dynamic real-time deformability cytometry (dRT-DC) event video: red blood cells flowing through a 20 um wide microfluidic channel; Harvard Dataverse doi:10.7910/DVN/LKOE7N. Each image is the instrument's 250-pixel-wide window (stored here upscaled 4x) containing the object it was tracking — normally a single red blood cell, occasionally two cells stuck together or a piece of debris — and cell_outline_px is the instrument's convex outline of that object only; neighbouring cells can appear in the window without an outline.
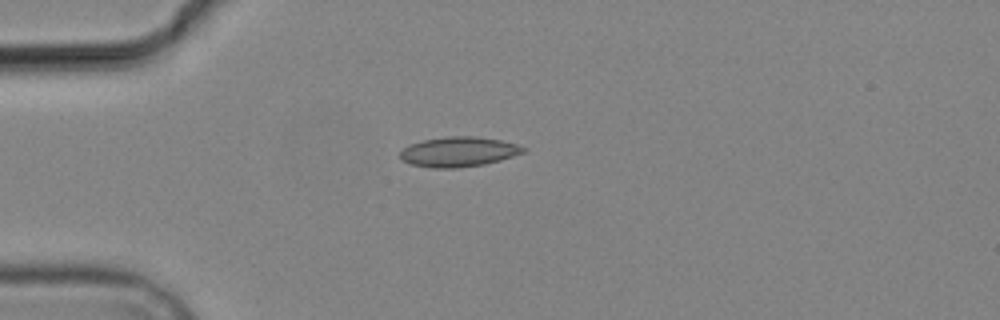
{"species": "common noctule bat (a hibernating species)", "species_latin": "Nyctalus noctula", "temperature_condition": "cold", "stored_images_in_passage": 6, "camera_frame_rate_fps": 3000, "um_per_image_px": 0.085, "animal": {"sex": "male", "body_mass_g": 19.2, "forearm_length_mm": 51.8}, "frame": {"image": 1, "passage_image": 5, "time_ms": 4.667, "image_size_px": [1000, 320], "cell_outline_px": [[528, 148], [524, 152], [500, 160], [484, 164], [456, 168], [432, 168], [412, 164], [400, 160], [400, 152], [408, 144], [424, 140], [448, 136], [476, 136], [500, 140], [516, 144]], "centroid_in_image_um": [38.96, 12.9], "position_along_channel_um": 46.0, "area_um2": 21.44}}